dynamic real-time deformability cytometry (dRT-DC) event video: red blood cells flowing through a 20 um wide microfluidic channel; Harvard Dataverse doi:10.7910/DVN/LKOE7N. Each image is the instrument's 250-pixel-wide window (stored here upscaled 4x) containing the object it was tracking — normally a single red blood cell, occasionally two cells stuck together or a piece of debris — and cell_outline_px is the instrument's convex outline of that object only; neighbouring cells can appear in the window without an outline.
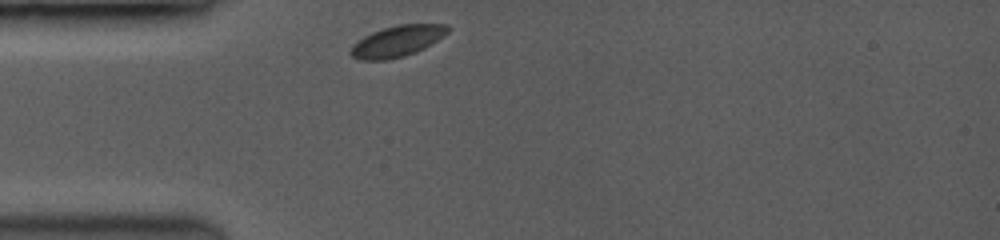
{"species": "common noctule bat (a hibernating species)", "species_latin": "Nyctalus noctula", "temperature_condition": "room temperature", "stored_images_in_passage": 41, "camera_frame_rate_fps": 3500, "um_per_image_px": 0.085, "animal": {"sex": "female", "body_mass_g": 19.0, "forearm_length_mm": 53.3}, "frame": {"image": 1, "passage_image": 1, "time_ms": 0.0, "image_size_px": [1000, 240], "cell_outline_px": [[452, 28], [444, 36], [424, 48], [416, 52], [404, 56], [384, 60], [360, 60], [352, 56], [348, 52], [352, 44], [356, 40], [372, 32], [396, 24], [448, 24]], "centroid_in_image_um": [33.76, 3.49], "position_along_channel_um": 51.2, "area_um2": 17.8}}
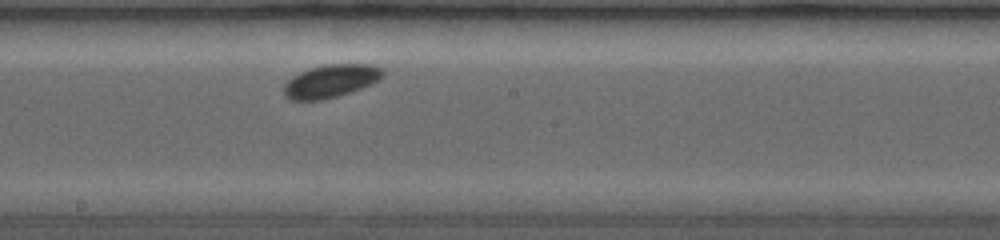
{"frame": {"image": 2, "passage_image": 17, "time_ms": 4.571, "image_size_px": [1000, 240], "cell_outline_px": [[384, 76], [360, 88], [336, 96], [320, 100], [292, 100], [284, 92], [284, 84], [292, 76], [300, 72], [320, 64], [372, 64], [380, 68], [384, 72]], "centroid_in_image_um": [28.09, 6.86], "position_along_channel_um": 220.1, "area_um2": 18.67}}
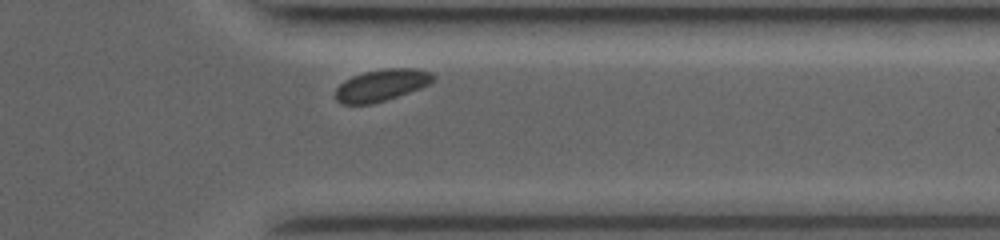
{"frame": {"image": 3, "passage_image": 35, "time_ms": 8.571, "image_size_px": [1000, 240], "cell_outline_px": [[432, 80], [428, 84], [420, 88], [372, 104], [340, 104], [336, 100], [336, 88], [344, 80], [352, 76], [364, 72], [388, 68], [412, 68], [432, 72]], "centroid_in_image_um": [32.37, 7.24], "position_along_channel_um": 379.0, "area_um2": 17.8}, "authors_computed_cell_mechanics": {"area_um2": 17.8024, "velocity_mm_per_s": 3.9344, "shape_relaxation_time_tau1_ms": 1.2126, "shape_relaxation_time_tau2_ms": null, "deformation_change_tau1": 0.0249, "deformation_change_tau2": null}}